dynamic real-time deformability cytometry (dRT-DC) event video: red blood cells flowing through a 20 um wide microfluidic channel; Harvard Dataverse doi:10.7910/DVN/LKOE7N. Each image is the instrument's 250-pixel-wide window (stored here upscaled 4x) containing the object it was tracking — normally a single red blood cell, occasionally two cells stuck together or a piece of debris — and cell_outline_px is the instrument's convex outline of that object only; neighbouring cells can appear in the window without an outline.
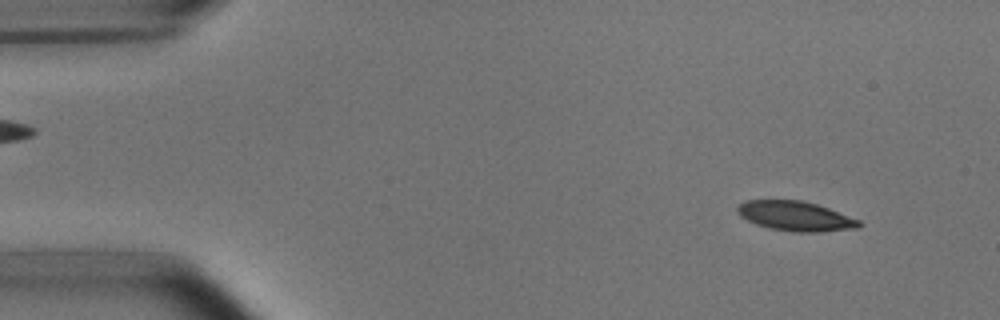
{"species": "common noctule bat (a hibernating species)", "species_latin": "Nyctalus noctula", "temperature_condition": "room temperature", "stored_images_in_passage": 6, "segment_of_instrument_passage": [1, 2], "camera_frame_rate_fps": 3000, "um_per_image_px": 0.085, "animal": {"sex": "male", "body_mass_g": 15.6}, "frame": {"image": 1, "passage_image": 2, "time_ms": 1.0, "image_size_px": [1000, 320], "cell_outline_px": [[864, 224], [860, 228], [820, 232], [796, 232], [768, 228], [756, 224], [740, 216], [736, 212], [736, 208], [740, 204], [748, 200], [804, 200], [828, 208], [860, 220]], "centroid_in_image_um": [67.64, 18.37], "position_along_channel_um": 17.4, "area_um2": 21.15}}